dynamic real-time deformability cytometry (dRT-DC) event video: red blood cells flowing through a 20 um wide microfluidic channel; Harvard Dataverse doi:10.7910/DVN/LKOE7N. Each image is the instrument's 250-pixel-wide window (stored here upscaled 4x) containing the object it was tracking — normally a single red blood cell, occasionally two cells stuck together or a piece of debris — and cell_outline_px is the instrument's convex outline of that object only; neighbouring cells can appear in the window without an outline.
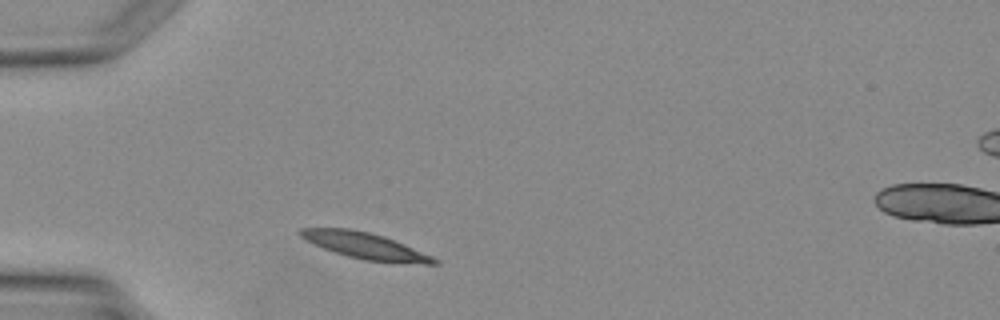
{"species": "Egyptian fruit bat (a non-hibernating species)", "species_latin": "Rousettus aegyptiacus", "temperature_condition": "warm", "stored_images_in_passage": 2, "camera_frame_rate_fps": 3000, "um_per_image_px": 0.085, "animal": {"sex": "female"}, "frame": {"image": 1, "passage_image": 1, "time_ms": 0.0, "image_size_px": [1000, 320], "cell_outline_px": [[440, 264], [424, 264], [364, 260], [348, 256], [324, 248], [304, 240], [296, 232], [300, 228], [348, 228], [368, 232], [384, 236], [432, 256], [440, 260]], "centroid_in_image_um": [31.02, 20.88], "position_along_channel_um": 54.0, "area_um2": 20.29}}